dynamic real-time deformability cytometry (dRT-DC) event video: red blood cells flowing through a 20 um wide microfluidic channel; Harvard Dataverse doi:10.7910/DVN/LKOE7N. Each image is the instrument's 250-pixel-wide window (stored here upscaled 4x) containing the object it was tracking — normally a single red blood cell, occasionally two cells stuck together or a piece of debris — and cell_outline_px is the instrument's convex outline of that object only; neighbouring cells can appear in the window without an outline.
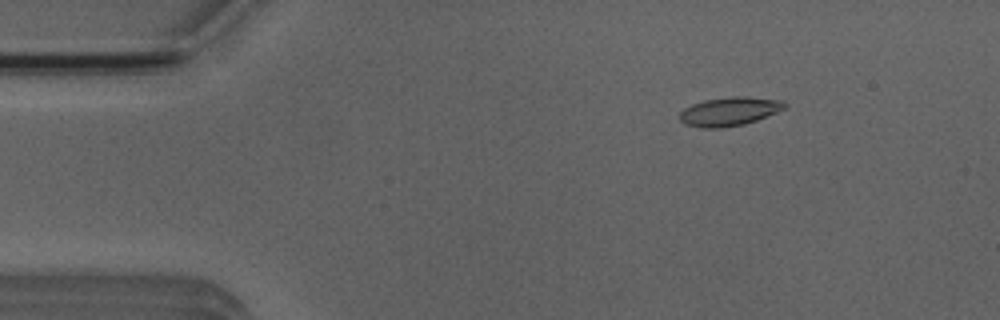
{"species": "Egyptian fruit bat (a non-hibernating species)", "species_latin": "Rousettus aegyptiacus", "temperature_condition": "room temperature", "stored_images_in_passage": 4, "camera_frame_rate_fps": 3000, "um_per_image_px": 0.085, "animal": {"sex": "male"}, "frame": {"image": 1, "passage_image": 1, "time_ms": 0.0, "image_size_px": [1000, 320], "cell_outline_px": [[788, 104], [784, 108], [776, 112], [756, 120], [744, 124], [720, 128], [704, 128], [684, 124], [680, 120], [680, 112], [684, 108], [692, 104], [704, 100], [728, 96], [744, 96], [784, 100]], "centroid_in_image_um": [61.99, 9.46], "position_along_channel_um": 23.0, "area_um2": 17.63}}